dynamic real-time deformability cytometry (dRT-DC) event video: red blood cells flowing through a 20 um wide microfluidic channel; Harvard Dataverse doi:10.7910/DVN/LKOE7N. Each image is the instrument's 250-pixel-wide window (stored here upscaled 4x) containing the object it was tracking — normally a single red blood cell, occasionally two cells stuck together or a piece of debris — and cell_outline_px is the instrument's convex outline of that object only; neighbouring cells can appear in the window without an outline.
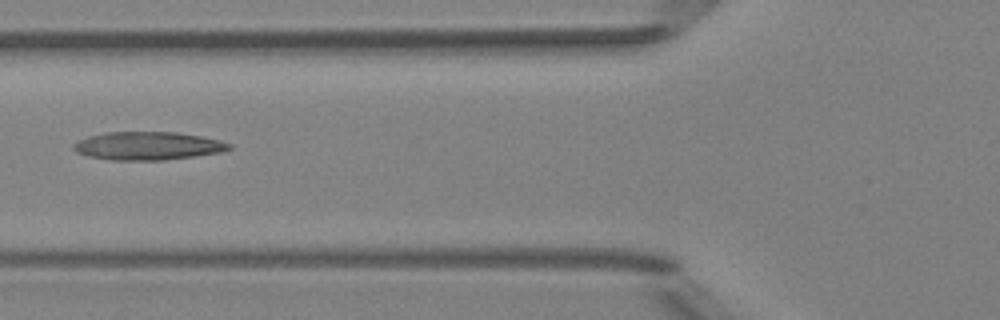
{"species": "Egyptian fruit bat (a non-hibernating species)", "species_latin": "Rousettus aegyptiacus", "temperature_condition": "room temperature", "stored_images_in_passage": 7, "camera_frame_rate_fps": 3000, "um_per_image_px": 0.085, "animal": {"sex": "female"}, "frame": {"image": 1, "passage_image": 6, "time_ms": 5.667, "image_size_px": [1000, 320], "cell_outline_px": [[232, 148], [220, 152], [164, 160], [108, 160], [88, 156], [76, 152], [72, 148], [72, 144], [88, 136], [108, 132], [176, 132], [200, 136], [220, 140], [232, 144]], "centroid_in_image_um": [12.54, 12.4], "position_along_channel_um": 113.3, "area_um2": 25.49}}
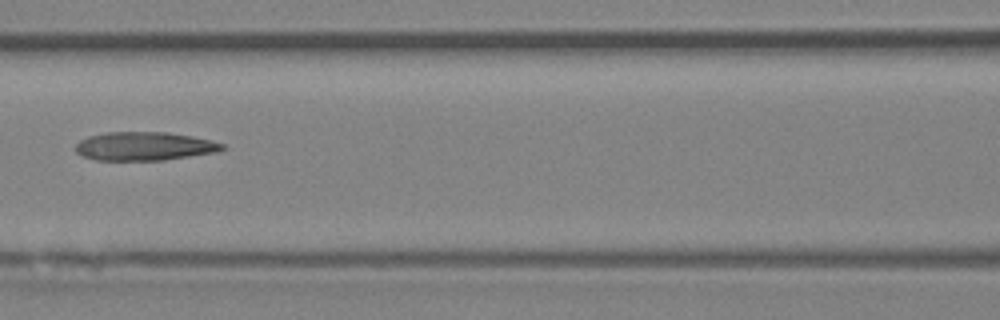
{"frame": {"image": 2, "passage_image": 7, "time_ms": 6.667, "image_size_px": [1000, 320], "cell_outline_px": [[224, 148], [216, 152], [164, 160], [96, 160], [80, 156], [76, 152], [76, 144], [80, 140], [88, 136], [104, 132], [168, 132], [192, 136], [224, 144]], "centroid_in_image_um": [12.22, 12.43], "position_along_channel_um": 154.4, "area_um2": 24.39}}